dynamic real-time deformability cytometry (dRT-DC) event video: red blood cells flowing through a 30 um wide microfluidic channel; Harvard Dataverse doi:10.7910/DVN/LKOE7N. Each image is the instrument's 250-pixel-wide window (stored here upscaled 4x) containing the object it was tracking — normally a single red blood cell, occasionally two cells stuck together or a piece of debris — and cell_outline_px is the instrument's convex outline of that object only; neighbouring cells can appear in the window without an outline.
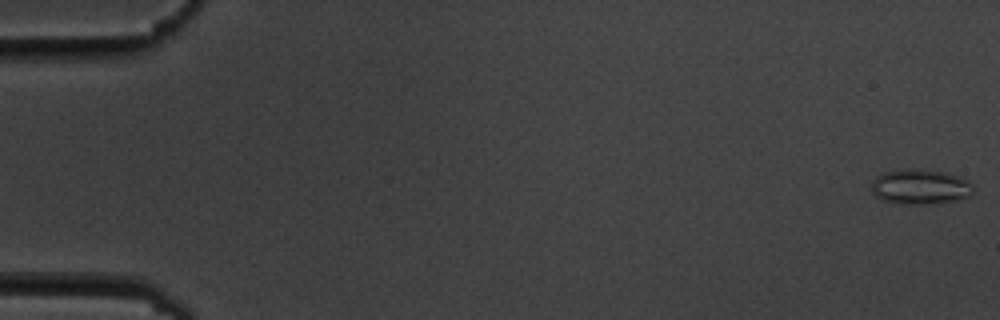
{"species": "common noctule bat (a hibernating species)", "species_latin": "Nyctalus noctula", "temperature_condition": "cold", "stored_images_in_passage": 56, "camera_frame_rate_fps": 3000, "um_per_image_px": 0.085, "animal": {"sex": "male", "body_mass_g": 19.5, "forearm_length_mm": 54.6}, "frame": {"image": 1, "passage_image": 1, "time_ms": 0.0, "image_size_px": [1000, 320], "cell_outline_px": [[972, 196], [952, 200], [928, 204], [908, 204], [884, 200], [876, 196], [872, 192], [872, 180], [876, 176], [884, 172], [908, 168], [944, 172], [968, 180], [972, 184]], "centroid_in_image_um": [78.21, 15.87], "position_along_channel_um": 6.8, "area_um2": 20.52}}
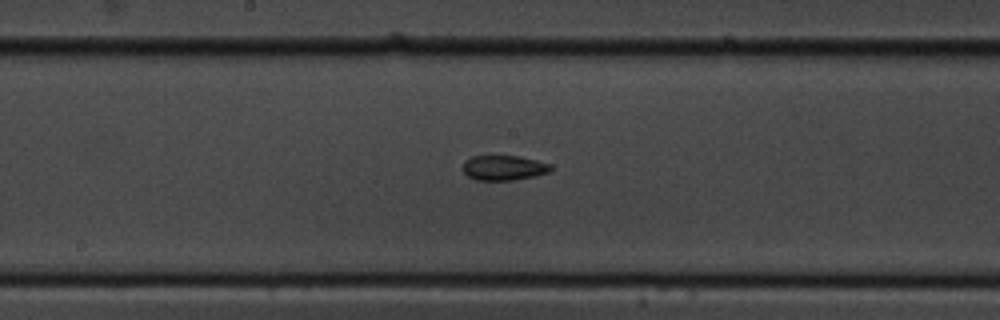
{"frame": {"image": 2, "passage_image": 30, "time_ms": 9.667, "image_size_px": [1000, 320], "cell_outline_px": [[552, 168], [548, 172], [536, 176], [512, 180], [476, 180], [468, 176], [464, 172], [464, 160], [472, 156], [516, 156], [536, 160], [552, 164]], "centroid_in_image_um": [42.83, 14.26], "position_along_channel_um": 205.4, "area_um2": 12.72}}
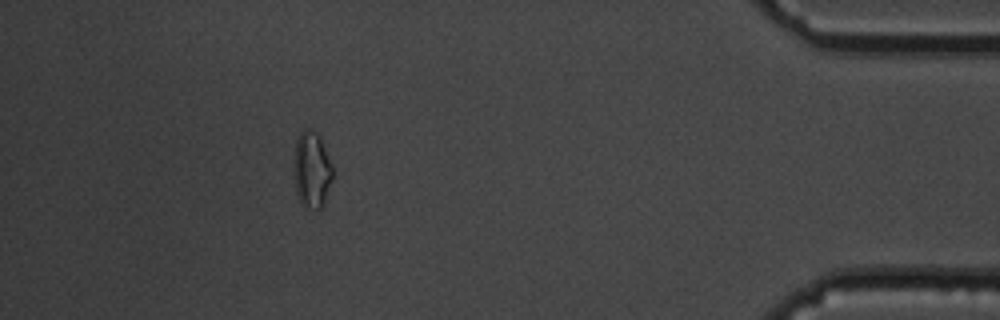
{"frame": {"image": 3, "passage_image": 51, "time_ms": 16.667, "image_size_px": [1000, 320], "cell_outline_px": [[332, 180], [324, 204], [320, 208], [304, 208], [300, 204], [296, 192], [296, 140], [300, 132], [304, 128], [312, 128], [320, 136], [332, 168]], "centroid_in_image_um": [26.52, 14.44], "position_along_channel_um": 408.7, "area_um2": 16.88}, "authors_computed_cell_mechanics": {"area_um2": 14.0454, "velocity_mm_per_s": 3.607, "shape_relaxation_time_tau1_ms": null, "shape_relaxation_time_tau2_ms": 3.0546, "deformation_change_tau1": null, "deformation_change_tau2": 0.0751}}